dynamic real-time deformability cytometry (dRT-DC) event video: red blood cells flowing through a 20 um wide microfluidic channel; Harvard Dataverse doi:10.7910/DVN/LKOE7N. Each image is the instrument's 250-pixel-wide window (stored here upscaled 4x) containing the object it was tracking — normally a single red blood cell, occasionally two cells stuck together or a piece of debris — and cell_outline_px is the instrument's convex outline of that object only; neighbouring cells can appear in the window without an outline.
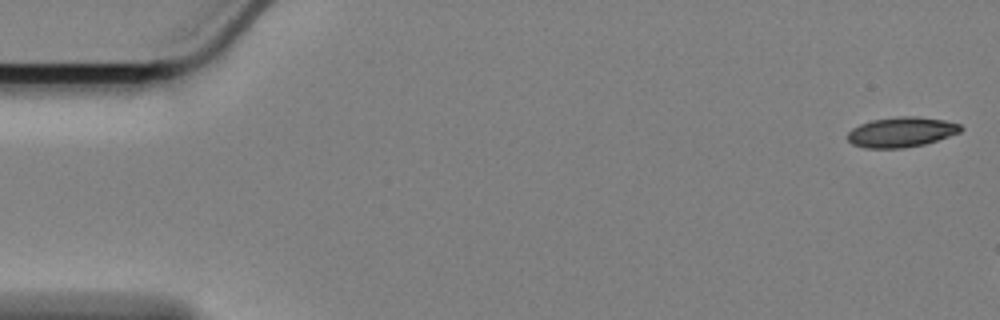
{"species": "Egyptian fruit bat (a non-hibernating species)", "species_latin": "Rousettus aegyptiacus", "temperature_condition": "cold", "stored_images_in_passage": 16, "camera_frame_rate_fps": 3000, "um_per_image_px": 0.085, "animal": {"sex": "female"}, "frame": {"image": 1, "passage_image": 1, "time_ms": 0.0, "image_size_px": [1000, 320], "cell_outline_px": [[964, 128], [960, 132], [924, 144], [900, 148], [864, 148], [852, 144], [848, 140], [848, 132], [852, 128], [860, 124], [872, 120], [904, 116], [916, 116], [944, 120], [960, 124]], "centroid_in_image_um": [76.6, 11.22], "position_along_channel_um": 8.4, "area_um2": 19.65}}
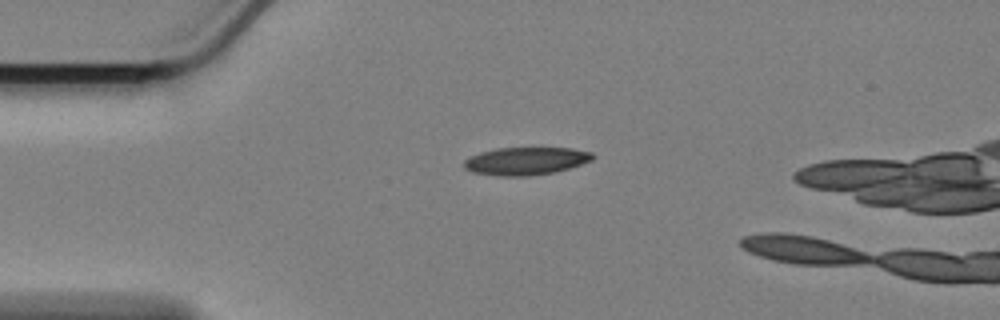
{"frame": {"image": 2, "passage_image": 13, "time_ms": 4.0, "image_size_px": [1000, 320], "cell_outline_px": [[596, 156], [592, 160], [568, 168], [552, 172], [528, 176], [496, 176], [472, 172], [464, 168], [464, 160], [480, 152], [496, 148], [572, 148], [592, 152]], "centroid_in_image_um": [44.68, 13.68], "position_along_channel_um": 40.3, "area_um2": 20.75}}